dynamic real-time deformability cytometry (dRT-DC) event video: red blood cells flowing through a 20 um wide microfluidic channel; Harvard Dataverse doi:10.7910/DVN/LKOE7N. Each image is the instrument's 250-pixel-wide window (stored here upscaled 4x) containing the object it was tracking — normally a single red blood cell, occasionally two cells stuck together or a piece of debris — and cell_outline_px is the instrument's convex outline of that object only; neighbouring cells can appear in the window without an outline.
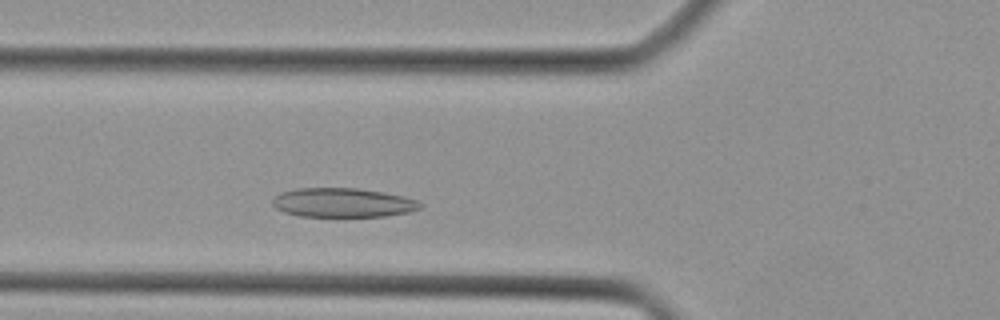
{"species": "Egyptian fruit bat (a non-hibernating species)", "species_latin": "Rousettus aegyptiacus", "temperature_condition": "cold", "stored_images_in_passage": 34, "camera_frame_rate_fps": 3000, "um_per_image_px": 0.085, "animal": {"sex": "female"}, "frame": {"image": 1, "passage_image": 6, "time_ms": 1.667, "image_size_px": [1000, 320], "cell_outline_px": [[424, 204], [420, 208], [408, 212], [384, 216], [300, 216], [284, 212], [276, 208], [272, 204], [272, 200], [280, 192], [296, 188], [356, 188], [404, 196], [416, 200]], "centroid_in_image_um": [29.12, 17.22], "position_along_channel_um": 96.7, "area_um2": 24.97}}
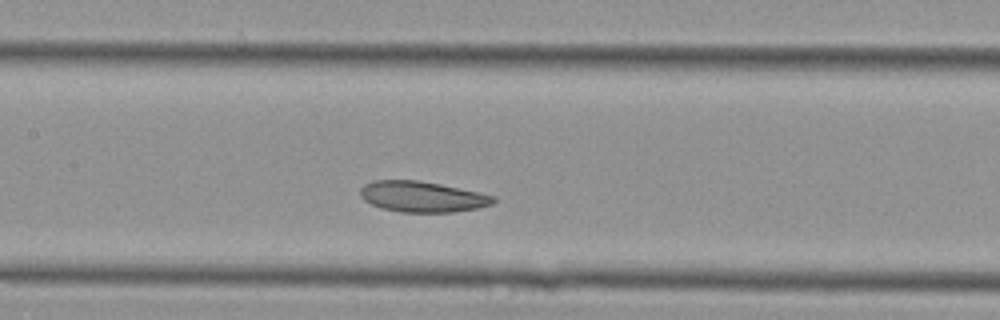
{"frame": {"image": 2, "passage_image": 11, "time_ms": 3.333, "image_size_px": [1000, 320], "cell_outline_px": [[496, 200], [492, 204], [476, 208], [452, 212], [400, 212], [380, 208], [364, 200], [360, 196], [360, 188], [364, 184], [372, 180], [416, 180], [440, 184], [496, 196]], "centroid_in_image_um": [35.85, 16.71], "position_along_channel_um": 171.5, "area_um2": 23.81}}
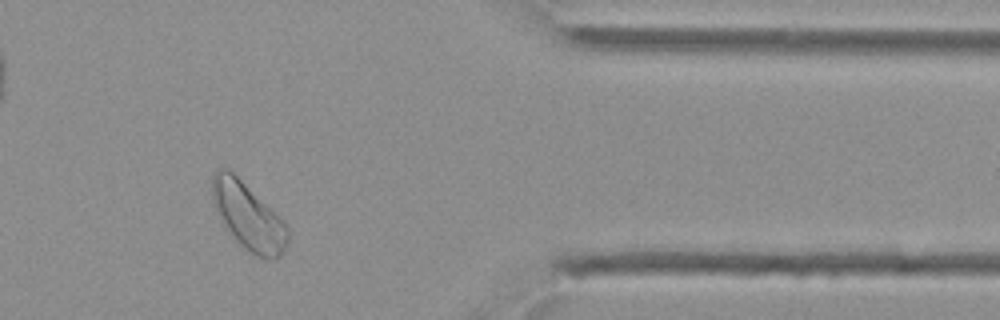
{"frame": {"image": 3, "passage_image": 27, "time_ms": 8.667, "image_size_px": [1000, 320], "cell_outline_px": [[288, 240], [284, 252], [276, 260], [268, 260], [256, 256], [240, 244], [236, 240], [224, 224], [216, 212], [212, 200], [212, 176], [216, 168], [228, 168], [284, 220], [288, 228]], "centroid_in_image_um": [21.11, 18.39], "position_along_channel_um": 390.3, "area_um2": 29.36}}